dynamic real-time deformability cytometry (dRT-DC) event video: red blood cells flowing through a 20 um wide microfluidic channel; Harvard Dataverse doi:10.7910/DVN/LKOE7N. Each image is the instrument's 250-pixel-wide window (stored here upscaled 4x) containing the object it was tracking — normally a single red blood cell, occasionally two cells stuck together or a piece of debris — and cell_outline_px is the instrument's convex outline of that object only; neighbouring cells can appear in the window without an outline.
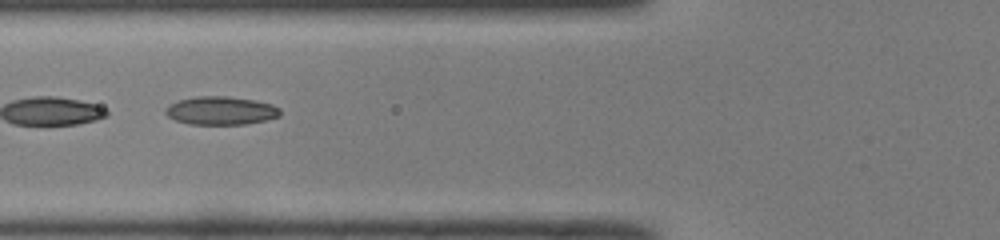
{"species": "common noctule bat (a hibernating species)", "species_latin": "Nyctalus noctula", "temperature_condition": "room temperature", "stored_images_in_passage": 32, "camera_frame_rate_fps": 3000, "um_per_image_px": 0.085, "animal": {"sex": "male", "body_mass_g": 19.0, "forearm_length_mm": 50.8}, "frame": {"image": 1, "passage_image": 5, "time_ms": 1.333, "image_size_px": [1000, 240], "cell_outline_px": [[280, 116], [264, 120], [244, 124], [188, 124], [176, 120], [168, 116], [164, 112], [164, 108], [168, 104], [180, 100], [196, 96], [228, 96], [256, 100], [272, 104], [280, 108]], "centroid_in_image_um": [18.76, 9.39], "position_along_channel_um": 107.0, "area_um2": 18.96}, "authors_computed_cell_mechanics": {"area_um2": 18.1492, "velocity_mm_per_s": 4.0333, "shape_relaxation_time_tau1_ms": null, "shape_relaxation_time_tau2_ms": 1.5706, "deformation_change_tau1": null, "deformation_change_tau2": 0.07}}